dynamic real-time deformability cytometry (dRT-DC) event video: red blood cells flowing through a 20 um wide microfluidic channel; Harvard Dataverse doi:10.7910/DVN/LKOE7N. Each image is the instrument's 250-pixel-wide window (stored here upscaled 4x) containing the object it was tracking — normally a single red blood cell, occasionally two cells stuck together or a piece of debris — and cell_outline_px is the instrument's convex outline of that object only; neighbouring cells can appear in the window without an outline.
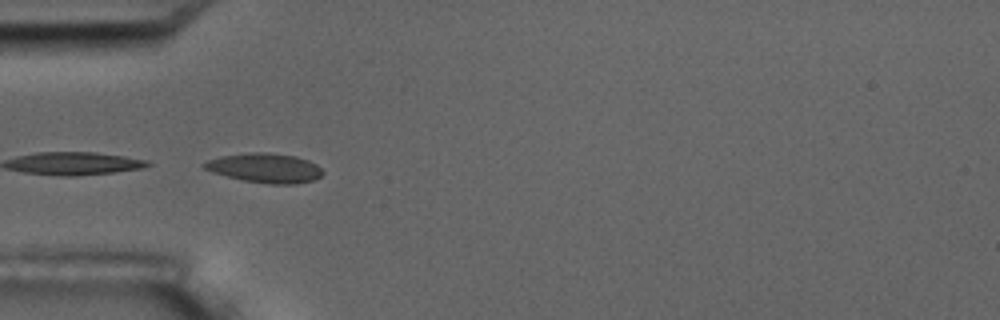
{"species": "common noctule bat (a hibernating species)", "species_latin": "Nyctalus noctula", "temperature_condition": "room temperature", "stored_images_in_passage": 7, "camera_frame_rate_fps": 3000, "um_per_image_px": 0.085, "animal": {"sex": "male", "body_mass_g": 17.5, "forearm_length_mm": 52.3}, "frame": {"image": 1, "passage_image": 6, "time_ms": 5.667, "image_size_px": [1000, 320], "cell_outline_px": [[324, 172], [316, 180], [296, 184], [268, 184], [244, 180], [212, 172], [204, 168], [200, 164], [208, 160], [220, 156], [248, 152], [268, 152], [296, 156], [308, 160], [316, 164]], "centroid_in_image_um": [22.53, 14.27], "position_along_channel_um": 62.5, "area_um2": 20.46}}